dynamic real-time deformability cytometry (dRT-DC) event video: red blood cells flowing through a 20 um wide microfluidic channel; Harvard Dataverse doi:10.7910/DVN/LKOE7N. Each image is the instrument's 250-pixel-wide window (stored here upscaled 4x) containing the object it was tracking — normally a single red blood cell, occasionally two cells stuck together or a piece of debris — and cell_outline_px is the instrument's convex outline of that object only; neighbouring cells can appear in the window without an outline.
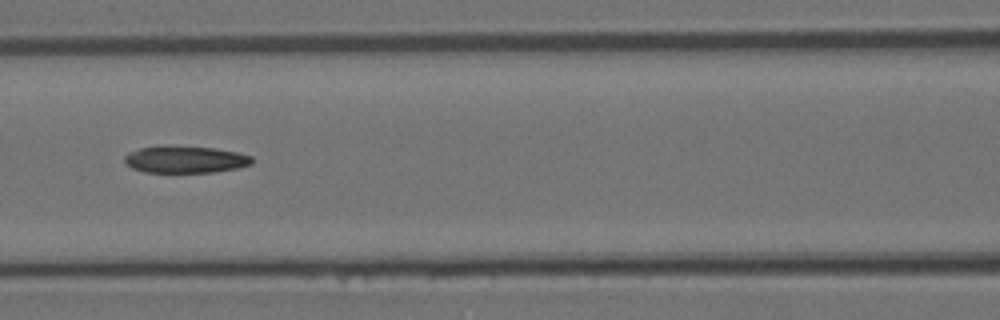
{"species": "Egyptian fruit bat (a non-hibernating species)", "species_latin": "Rousettus aegyptiacus", "temperature_condition": "room temperature", "stored_images_in_passage": 6, "camera_frame_rate_fps": 3000, "um_per_image_px": 0.085, "animal": {"sex": "female"}, "frame": {"image": 1, "passage_image": 6, "time_ms": 1.667, "image_size_px": [1000, 320], "cell_outline_px": [[252, 164], [240, 168], [212, 172], [144, 172], [132, 168], [124, 160], [124, 156], [128, 152], [140, 148], [160, 144], [216, 148], [240, 152], [252, 156]], "centroid_in_image_um": [15.76, 13.53], "position_along_channel_um": 150.8, "area_um2": 20.52}}